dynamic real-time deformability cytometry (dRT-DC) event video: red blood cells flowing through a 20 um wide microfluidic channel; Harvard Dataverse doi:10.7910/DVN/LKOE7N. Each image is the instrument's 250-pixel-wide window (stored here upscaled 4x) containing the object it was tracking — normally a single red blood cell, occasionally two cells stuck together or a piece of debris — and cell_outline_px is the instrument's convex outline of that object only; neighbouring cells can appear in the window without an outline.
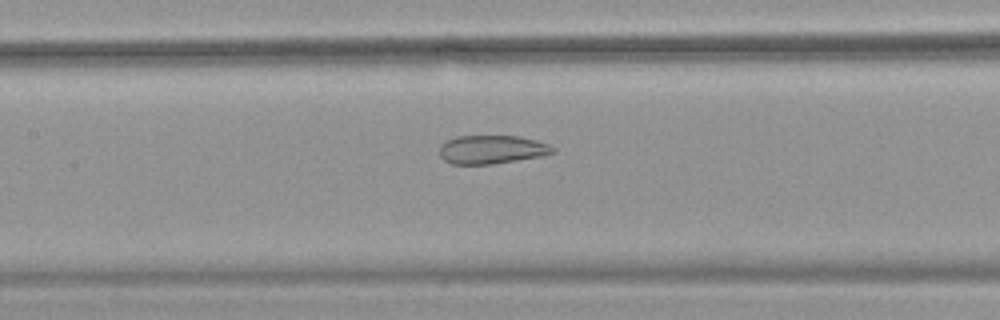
{"species": "common noctule bat (a hibernating species)", "species_latin": "Nyctalus noctula", "temperature_condition": "warm", "stored_images_in_passage": 54, "camera_frame_rate_fps": 3000, "um_per_image_px": 0.085, "animal": {"sex": "female", "body_mass_g": 18.4}, "frame": {"image": 1, "passage_image": 26, "time_ms": 8.333, "image_size_px": [1000, 320], "cell_outline_px": [[556, 152], [544, 156], [492, 164], [452, 164], [444, 160], [440, 156], [440, 144], [456, 136], [520, 136], [536, 140], [548, 144], [556, 148]], "centroid_in_image_um": [41.84, 12.71], "position_along_channel_um": 165.6, "area_um2": 19.02}}
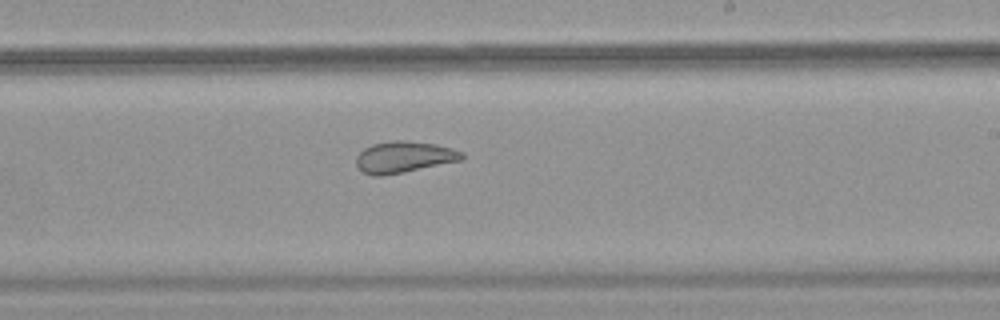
{"frame": {"image": 2, "passage_image": 33, "time_ms": 10.667, "image_size_px": [1000, 320], "cell_outline_px": [[464, 160], [404, 172], [380, 176], [372, 176], [364, 172], [356, 164], [356, 156], [364, 148], [372, 144], [388, 140], [404, 140], [436, 144], [452, 148], [464, 152]], "centroid_in_image_um": [34.36, 13.34], "position_along_channel_um": 254.6, "area_um2": 19.54}}
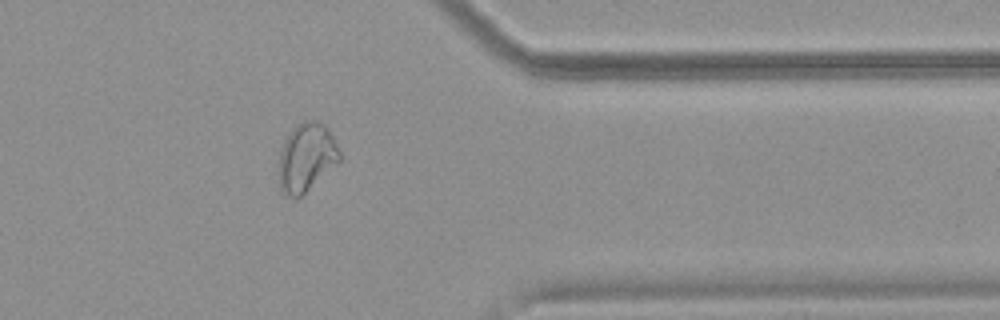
{"frame": {"image": 3, "passage_image": 44, "time_ms": 14.333, "image_size_px": [1000, 320], "cell_outline_px": [[340, 160], [296, 200], [284, 196], [280, 188], [280, 152], [284, 140], [292, 128], [296, 124], [304, 120], [316, 120], [324, 124], [328, 128], [340, 152]], "centroid_in_image_um": [26.03, 13.37], "position_along_channel_um": 385.4, "area_um2": 24.04}, "authors_computed_cell_mechanics": {"area_um2": 25.5476, "velocity_mm_per_s": 3.8347, "shape_relaxation_time_tau1_ms": null, "shape_relaxation_time_tau2_ms": 1.4086, "deformation_change_tau1": null, "deformation_change_tau2": 0.0879}}